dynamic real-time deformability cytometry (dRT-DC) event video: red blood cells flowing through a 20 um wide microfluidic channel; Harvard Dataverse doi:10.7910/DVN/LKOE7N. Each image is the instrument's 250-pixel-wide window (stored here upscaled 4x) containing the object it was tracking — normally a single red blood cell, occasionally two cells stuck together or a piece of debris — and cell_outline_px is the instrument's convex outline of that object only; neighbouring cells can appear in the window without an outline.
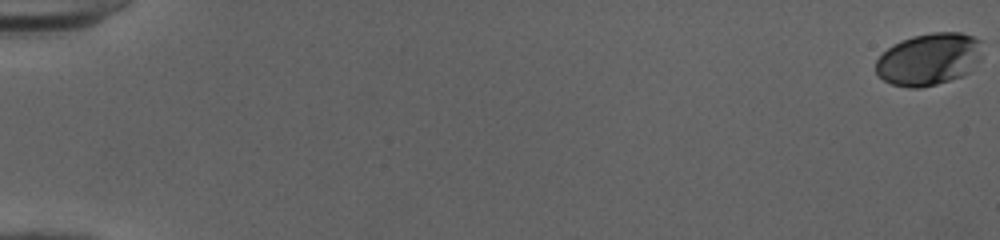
{"species": "human", "species_latin": "Homo sapiens", "temperature_condition": "cold", "stored_images_in_passage": 54, "camera_frame_rate_fps": 3000, "um_per_image_px": 0.085, "donor": {"sex": "female"}, "frame": {"image": 1, "passage_image": 1, "time_ms": 0.0, "image_size_px": [1000, 240], "cell_outline_px": [[984, 40], [980, 60], [964, 76], [936, 84], [920, 88], [908, 88], [892, 84], [884, 80], [876, 72], [876, 60], [892, 44], [900, 40], [912, 36], [932, 32], [960, 32], [976, 36]], "centroid_in_image_um": [79.0, 5.01], "position_along_channel_um": 6.0, "area_um2": 32.89}}
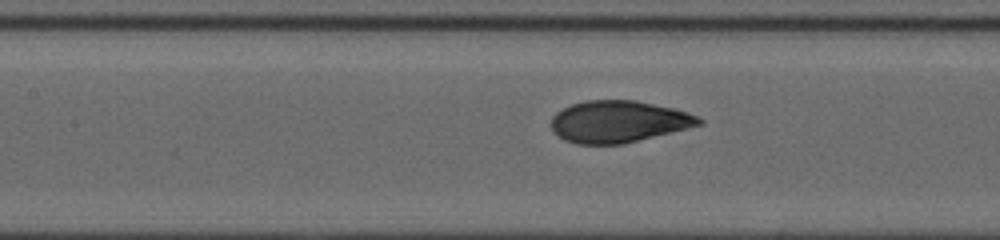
{"frame": {"image": 2, "passage_image": 27, "time_ms": 8.667, "image_size_px": [1000, 240], "cell_outline_px": [[704, 124], [624, 144], [576, 144], [564, 140], [552, 132], [552, 116], [556, 112], [572, 104], [584, 100], [636, 100], [676, 108], [696, 116], [704, 120]], "centroid_in_image_um": [52.57, 10.33], "position_along_channel_um": 154.8, "area_um2": 36.24}}
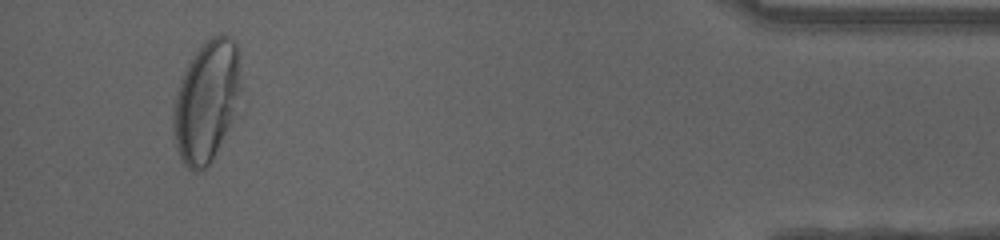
{"frame": {"image": 3, "passage_image": 51, "time_ms": 16.667, "image_size_px": [1000, 240], "cell_outline_px": [[240, 52], [236, 92], [232, 112], [228, 124], [212, 160], [200, 172], [192, 172], [184, 164], [176, 148], [172, 128], [172, 116], [176, 96], [180, 80], [188, 64], [196, 52], [212, 36], [224, 32], [236, 40], [240, 48]], "centroid_in_image_um": [17.49, 8.57], "position_along_channel_um": 417.7, "area_um2": 46.36}, "authors_computed_cell_mechanics": {"area_um2": 36.1828, "velocity_mm_per_s": 4.0159, "shape_relaxation_time_tau1_ms": 4.3627, "shape_relaxation_time_tau2_ms": null, "deformation_change_tau1": 0.2034, "deformation_change_tau2": null}}